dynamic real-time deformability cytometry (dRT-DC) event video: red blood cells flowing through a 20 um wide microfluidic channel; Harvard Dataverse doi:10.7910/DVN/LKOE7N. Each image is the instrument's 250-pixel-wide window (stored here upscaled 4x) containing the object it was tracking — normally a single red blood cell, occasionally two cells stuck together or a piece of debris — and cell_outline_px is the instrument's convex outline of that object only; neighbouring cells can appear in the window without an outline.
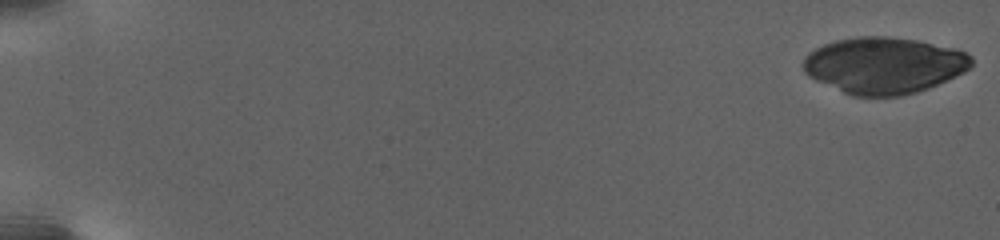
{"species": "human", "species_latin": "Homo sapiens", "temperature_condition": "warm", "stored_images_in_passage": 12, "camera_frame_rate_fps": 3000, "um_per_image_px": 0.085, "donor": {"sex": "female"}, "frame": {"image": 1, "passage_image": 1, "time_ms": 0.0, "image_size_px": [1000, 240], "cell_outline_px": [[972, 64], [964, 72], [928, 88], [916, 92], [900, 96], [852, 96], [816, 80], [808, 76], [804, 72], [804, 60], [808, 52], [824, 44], [836, 40], [860, 36], [884, 36], [916, 40], [956, 48], [972, 56]], "centroid_in_image_um": [75.13, 5.55], "position_along_channel_um": 9.9, "area_um2": 55.08}}